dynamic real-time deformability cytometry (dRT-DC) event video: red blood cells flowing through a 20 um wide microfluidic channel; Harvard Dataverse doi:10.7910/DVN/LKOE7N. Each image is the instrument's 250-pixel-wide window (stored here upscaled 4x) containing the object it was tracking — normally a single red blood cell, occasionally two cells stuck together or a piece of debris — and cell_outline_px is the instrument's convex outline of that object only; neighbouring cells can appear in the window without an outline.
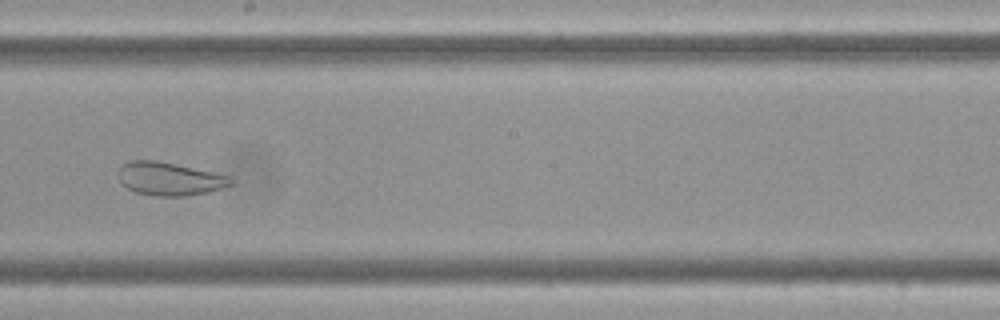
{"species": "Egyptian fruit bat (a non-hibernating species)", "species_latin": "Rousettus aegyptiacus", "temperature_condition": "cold", "stored_images_in_passage": 59, "camera_frame_rate_fps": 3000, "um_per_image_px": 0.085, "frame": {"image": 1, "passage_image": 34, "time_ms": 11.0, "image_size_px": [1000, 320], "cell_outline_px": [[232, 184], [208, 192], [184, 196], [152, 196], [136, 192], [128, 188], [120, 180], [120, 168], [128, 160], [156, 160], [176, 164], [212, 172], [228, 176], [232, 180]], "centroid_in_image_um": [14.4, 15.2], "position_along_channel_um": 233.8, "area_um2": 21.39}}
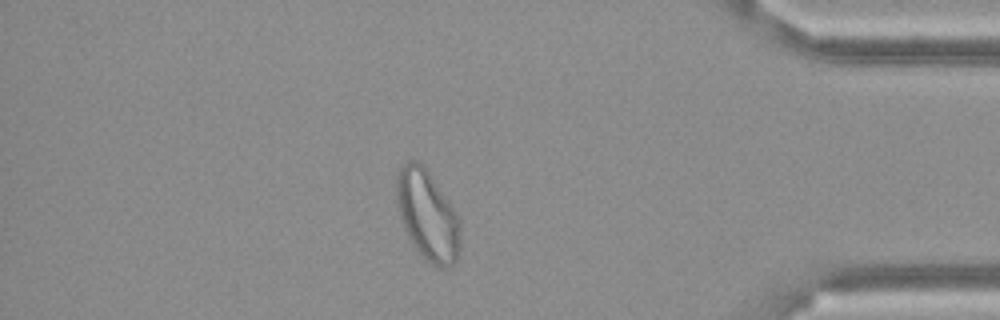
{"frame": {"image": 2, "passage_image": 51, "time_ms": 16.667, "image_size_px": [1000, 320], "cell_outline_px": [[460, 248], [456, 260], [448, 268], [444, 268], [432, 264], [416, 248], [404, 228], [400, 216], [396, 200], [396, 172], [404, 160], [416, 160], [424, 164], [456, 212], [460, 220]], "centroid_in_image_um": [36.33, 18.23], "position_along_channel_um": 398.9, "area_um2": 33.52}}